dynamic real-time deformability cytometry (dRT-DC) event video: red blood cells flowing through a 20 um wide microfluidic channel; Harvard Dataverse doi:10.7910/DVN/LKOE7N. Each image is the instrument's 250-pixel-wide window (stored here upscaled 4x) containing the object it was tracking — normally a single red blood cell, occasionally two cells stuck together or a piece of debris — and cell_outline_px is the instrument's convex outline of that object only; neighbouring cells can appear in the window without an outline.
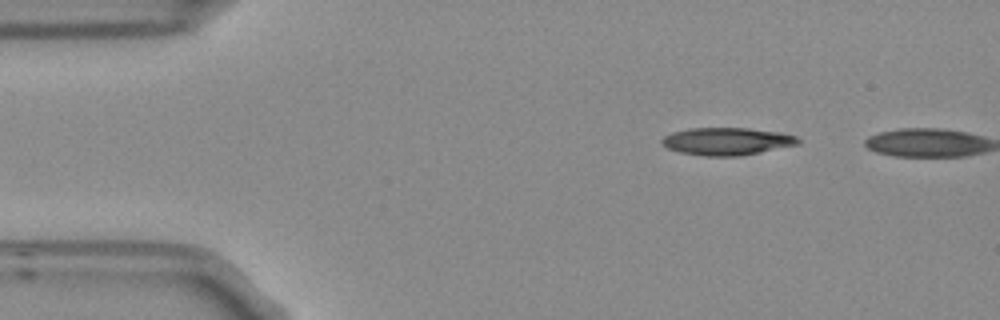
{"species": "Egyptian fruit bat (a non-hibernating species)", "species_latin": "Rousettus aegyptiacus", "temperature_condition": "room temperature", "stored_images_in_passage": 2, "camera_frame_rate_fps": 3000, "um_per_image_px": 0.085, "frame": {"image": 1, "passage_image": 1, "time_ms": 0.0, "image_size_px": [1000, 320], "cell_outline_px": [[800, 144], [740, 156], [708, 156], [680, 152], [668, 148], [660, 144], [660, 140], [664, 136], [672, 132], [688, 128], [748, 128], [780, 132], [796, 136], [800, 140]], "centroid_in_image_um": [61.77, 12.01], "position_along_channel_um": 23.2, "area_um2": 21.91}}